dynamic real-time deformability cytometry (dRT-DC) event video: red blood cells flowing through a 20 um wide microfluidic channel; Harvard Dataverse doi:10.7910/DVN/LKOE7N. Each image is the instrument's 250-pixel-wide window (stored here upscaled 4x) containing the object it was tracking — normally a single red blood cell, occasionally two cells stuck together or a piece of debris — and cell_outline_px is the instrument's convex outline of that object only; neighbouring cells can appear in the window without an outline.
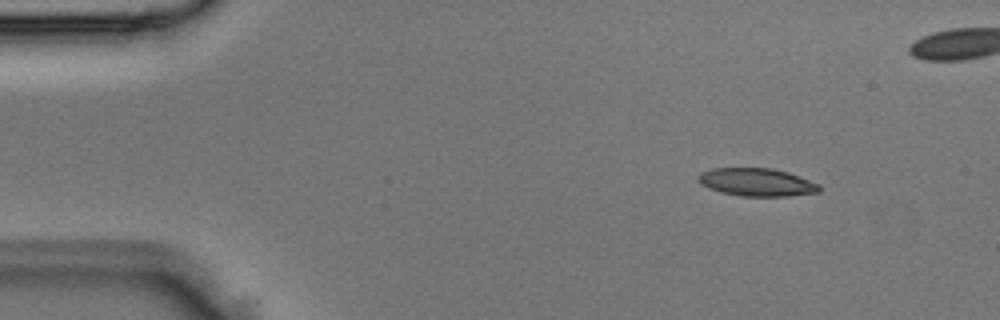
{"species": "Egyptian fruit bat (a non-hibernating species)", "species_latin": "Rousettus aegyptiacus", "temperature_condition": "room temperature", "stored_images_in_passage": 5, "camera_frame_rate_fps": 3000, "um_per_image_px": 0.085, "animal": {"sex": "male"}, "frame": {"image": 1, "passage_image": 2, "time_ms": 0.333, "image_size_px": [1000, 320], "cell_outline_px": [[820, 192], [788, 196], [744, 196], [720, 192], [708, 188], [700, 184], [696, 180], [696, 176], [700, 172], [712, 168], [772, 168], [788, 172], [820, 184]], "centroid_in_image_um": [64.28, 15.48], "position_along_channel_um": 20.7, "area_um2": 19.88}}